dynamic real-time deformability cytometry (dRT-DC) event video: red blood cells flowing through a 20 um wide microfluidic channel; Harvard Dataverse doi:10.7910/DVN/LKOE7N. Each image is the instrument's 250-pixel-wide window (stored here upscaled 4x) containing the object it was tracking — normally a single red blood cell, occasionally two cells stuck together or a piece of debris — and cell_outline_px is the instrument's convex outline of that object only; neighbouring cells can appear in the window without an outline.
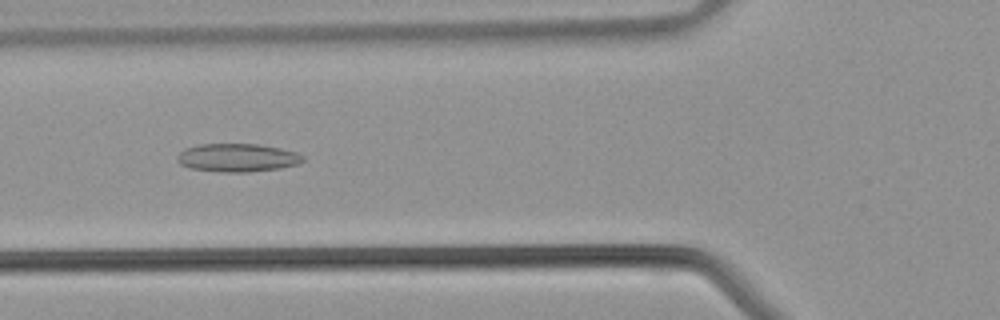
{"species": "common noctule bat (a hibernating species)", "species_latin": "Nyctalus noctula", "temperature_condition": "warm", "stored_images_in_passage": 35, "camera_frame_rate_fps": 3000, "um_per_image_px": 0.085, "animal": {"sex": "male", "body_mass_g": 21.5, "forearm_length_mm": 52.0}, "frame": {"image": 1, "passage_image": 14, "time_ms": 4.333, "image_size_px": [1000, 320], "cell_outline_px": [[304, 160], [300, 164], [280, 168], [248, 172], [220, 172], [188, 168], [180, 164], [180, 152], [184, 148], [200, 144], [260, 144], [280, 148], [296, 152], [304, 156]], "centroid_in_image_um": [20.22, 13.4], "position_along_channel_um": 105.6, "area_um2": 20.69}}
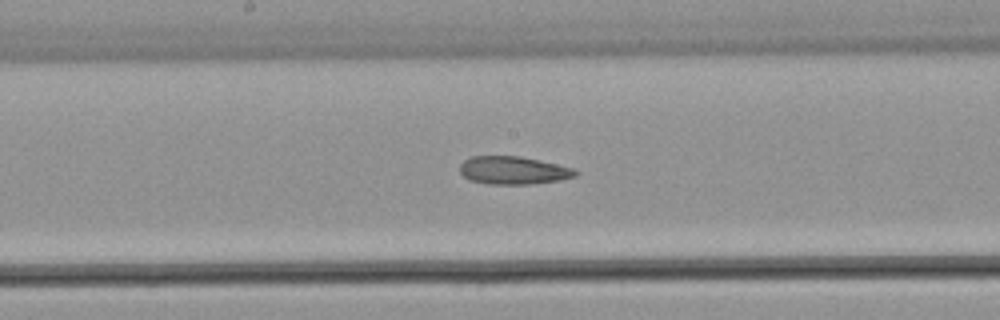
{"frame": {"image": 2, "passage_image": 20, "time_ms": 6.333, "image_size_px": [1000, 320], "cell_outline_px": [[580, 172], [576, 176], [560, 180], [532, 184], [488, 184], [468, 180], [460, 172], [460, 164], [464, 160], [472, 156], [520, 156], [556, 164], [572, 168]], "centroid_in_image_um": [43.62, 14.48], "position_along_channel_um": 204.6, "area_um2": 18.84}}
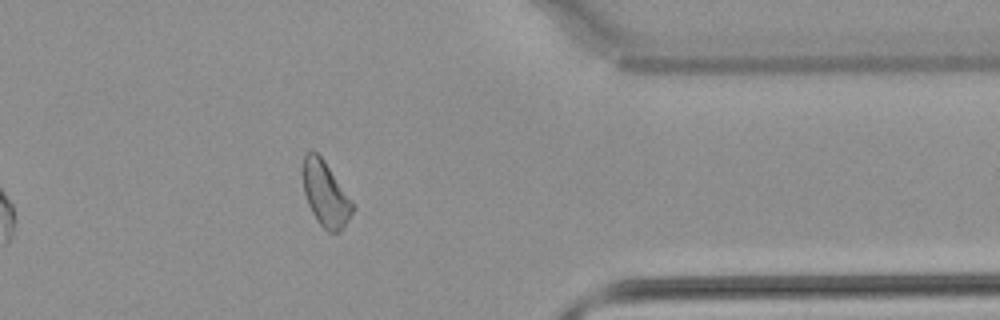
{"frame": {"image": 3, "passage_image": 32, "time_ms": 10.333, "image_size_px": [1000, 320], "cell_outline_px": [[356, 208], [340, 232], [328, 232], [320, 224], [312, 212], [308, 204], [304, 192], [304, 156], [308, 152], [316, 152], [324, 160], [356, 204]], "centroid_in_image_um": [27.73, 16.52], "position_along_channel_um": 383.7, "area_um2": 18.73}}